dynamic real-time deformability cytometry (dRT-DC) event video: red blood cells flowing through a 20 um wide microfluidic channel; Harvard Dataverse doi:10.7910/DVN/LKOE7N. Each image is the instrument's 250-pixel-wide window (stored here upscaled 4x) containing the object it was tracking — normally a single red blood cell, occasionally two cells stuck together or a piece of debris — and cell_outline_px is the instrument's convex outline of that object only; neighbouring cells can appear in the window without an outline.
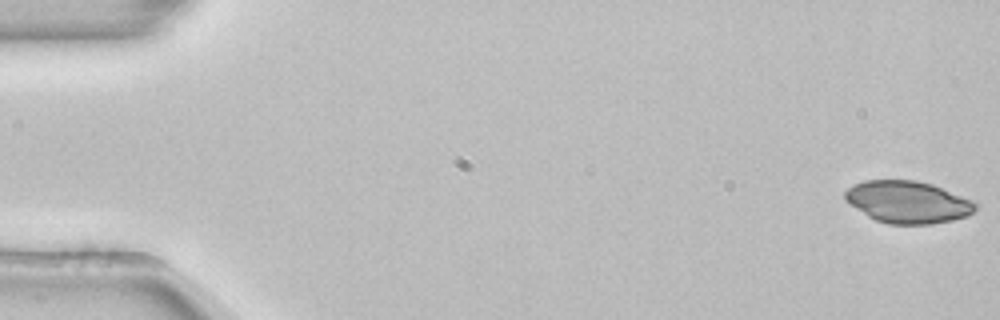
{"species": "common noctule bat (a hibernating species)", "species_latin": "Nyctalus noctula", "temperature_condition": "room temperature", "stored_images_in_passage": 53, "camera_frame_rate_fps": 3000, "um_per_image_px": 0.085, "animal": {"sex": "female", "body_mass_g": 22.7, "forearm_length_mm": 54.2}, "frame": {"image": 1, "passage_image": 1, "time_ms": 0.0, "image_size_px": [1000, 320], "cell_outline_px": [[980, 204], [968, 216], [952, 220], [932, 224], [888, 224], [876, 220], [868, 216], [844, 200], [844, 192], [848, 188], [864, 180], [916, 180], [932, 184], [972, 200]], "centroid_in_image_um": [77.17, 17.17], "position_along_channel_um": 7.8, "area_um2": 32.02}}
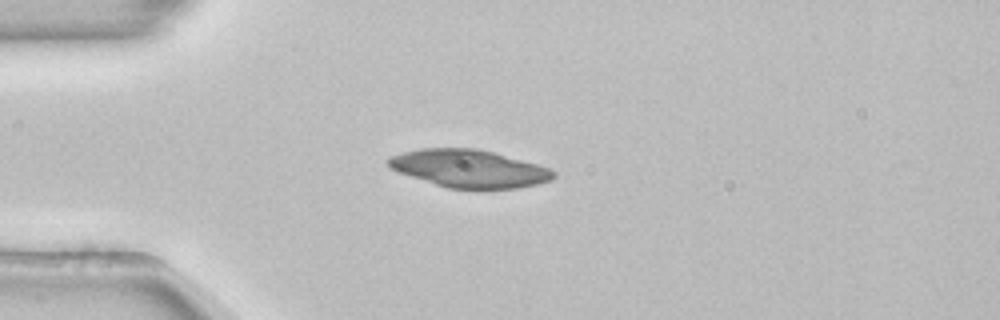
{"frame": {"image": 2, "passage_image": 14, "time_ms": 4.333, "image_size_px": [1000, 320], "cell_outline_px": [[556, 176], [552, 180], [536, 184], [516, 188], [448, 188], [400, 172], [392, 168], [384, 160], [392, 156], [404, 152], [420, 148], [476, 148], [492, 152], [536, 164], [548, 168], [556, 172]], "centroid_in_image_um": [39.88, 14.32], "position_along_channel_um": 45.1, "area_um2": 35.66}}